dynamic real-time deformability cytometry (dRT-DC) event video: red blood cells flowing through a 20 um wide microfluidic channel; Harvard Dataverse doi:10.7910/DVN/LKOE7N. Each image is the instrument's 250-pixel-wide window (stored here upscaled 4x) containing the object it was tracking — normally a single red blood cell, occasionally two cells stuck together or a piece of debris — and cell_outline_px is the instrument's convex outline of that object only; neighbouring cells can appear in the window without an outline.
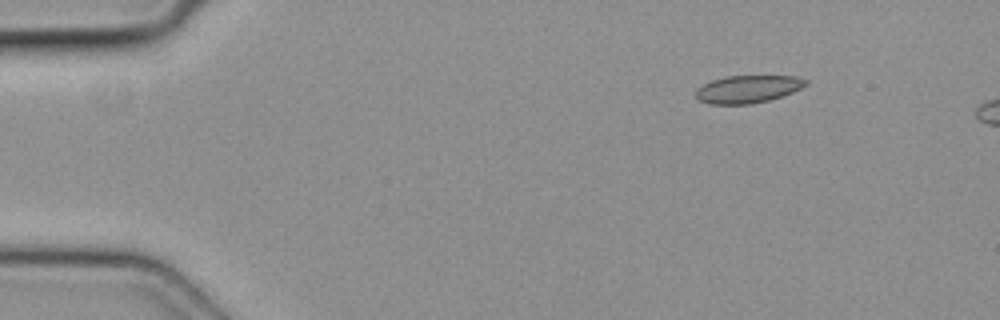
{"species": "common noctule bat (a hibernating species)", "species_latin": "Nyctalus noctula", "temperature_condition": "cold", "stored_images_in_passage": 4, "camera_frame_rate_fps": 3000, "um_per_image_px": 0.085, "animal": {"sex": "female", "body_mass_g": 19.3, "forearm_length_mm": 54.1}, "frame": {"image": 1, "passage_image": 2, "time_ms": 0.333, "image_size_px": [1000, 320], "cell_outline_px": [[808, 84], [792, 92], [768, 100], [748, 104], [708, 104], [700, 100], [696, 96], [696, 88], [712, 80], [724, 76], [796, 76], [808, 80]], "centroid_in_image_um": [63.55, 7.56], "position_along_channel_um": 21.4, "area_um2": 17.57}}